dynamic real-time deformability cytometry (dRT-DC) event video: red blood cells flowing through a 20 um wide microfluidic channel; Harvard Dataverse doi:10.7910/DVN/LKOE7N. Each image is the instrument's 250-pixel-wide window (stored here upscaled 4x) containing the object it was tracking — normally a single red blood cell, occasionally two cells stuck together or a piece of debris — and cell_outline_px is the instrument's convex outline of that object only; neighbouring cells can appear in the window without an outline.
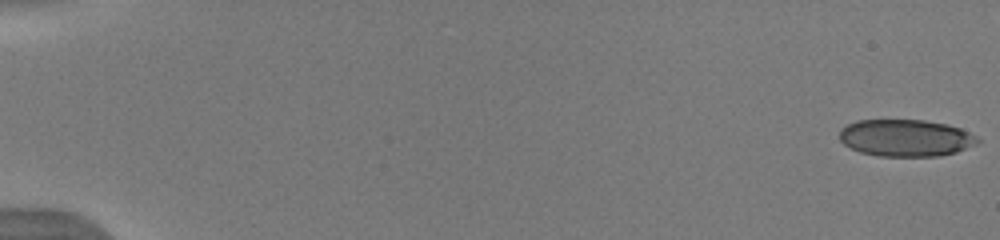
{"species": "human", "species_latin": "Homo sapiens", "temperature_condition": "warm", "stored_images_in_passage": 13, "camera_frame_rate_fps": 3000, "um_per_image_px": 0.085, "donor": {"sex": "male"}, "frame": {"image": 1, "passage_image": 1, "time_ms": 0.0, "image_size_px": [1000, 240], "cell_outline_px": [[980, 144], [956, 152], [940, 156], [880, 156], [860, 152], [844, 144], [840, 140], [840, 128], [856, 120], [924, 120], [948, 124], [960, 128], [976, 136], [980, 140]], "centroid_in_image_um": [77.01, 11.72], "position_along_channel_um": 8.0, "area_um2": 29.94}}